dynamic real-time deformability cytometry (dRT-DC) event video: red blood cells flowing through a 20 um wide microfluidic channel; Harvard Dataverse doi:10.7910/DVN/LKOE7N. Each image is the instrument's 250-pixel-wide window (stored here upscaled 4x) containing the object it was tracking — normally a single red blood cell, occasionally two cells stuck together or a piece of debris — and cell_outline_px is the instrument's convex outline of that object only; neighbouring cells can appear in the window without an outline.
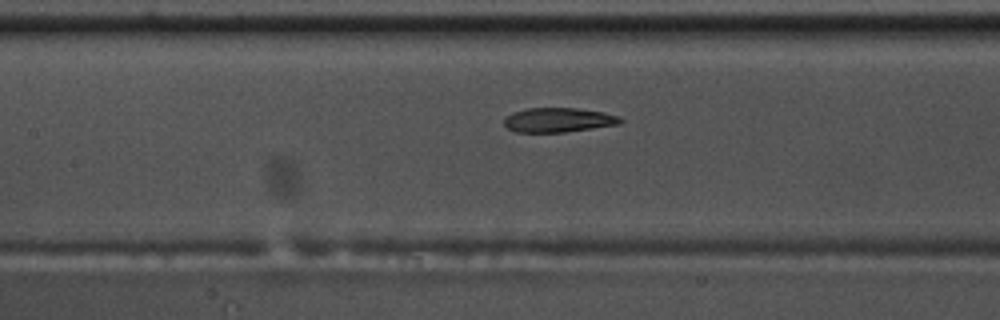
{"species": "common noctule bat (a hibernating species)", "species_latin": "Nyctalus noctula", "temperature_condition": "warm", "stored_images_in_passage": 39, "camera_frame_rate_fps": 3000, "um_per_image_px": 0.085, "animal": {"sex": "male", "body_mass_g": 17.5, "forearm_length_mm": 52.3}, "frame": {"image": 1, "passage_image": 10, "time_ms": 3.0, "image_size_px": [1000, 320], "cell_outline_px": [[624, 120], [620, 124], [564, 132], [516, 132], [508, 128], [504, 124], [504, 120], [512, 112], [528, 108], [576, 108], [604, 112], [620, 116]], "centroid_in_image_um": [47.49, 10.19], "position_along_channel_um": 159.9, "area_um2": 16.53}}
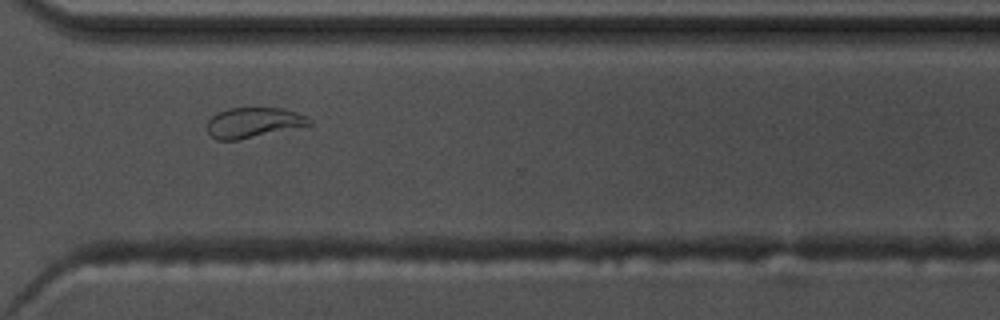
{"frame": {"image": 2, "passage_image": 25, "time_ms": 8.0, "image_size_px": [1000, 320], "cell_outline_px": [[312, 124], [236, 140], [216, 140], [208, 132], [208, 120], [212, 116], [228, 108], [280, 108], [296, 112], [312, 120]], "centroid_in_image_um": [21.52, 10.41], "position_along_channel_um": 349.1, "area_um2": 17.51}}
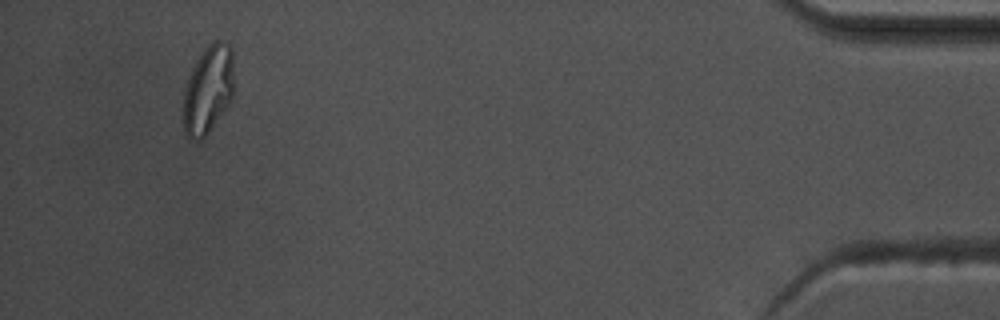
{"frame": {"image": 3, "passage_image": 36, "time_ms": 11.667, "image_size_px": [1000, 320], "cell_outline_px": [[232, 100], [208, 132], [200, 140], [196, 140], [188, 136], [184, 132], [184, 92], [192, 68], [196, 60], [208, 44], [212, 40], [228, 40], [232, 48]], "centroid_in_image_um": [17.7, 7.56], "position_along_channel_um": 417.5, "area_um2": 25.78}, "authors_computed_cell_mechanics": {"area_um2": 18.0336, "velocity_mm_per_s": 3.7909, "shape_relaxation_time_tau1_ms": null, "shape_relaxation_time_tau2_ms": 2.0484, "deformation_change_tau1": null, "deformation_change_tau2": 0.072}}